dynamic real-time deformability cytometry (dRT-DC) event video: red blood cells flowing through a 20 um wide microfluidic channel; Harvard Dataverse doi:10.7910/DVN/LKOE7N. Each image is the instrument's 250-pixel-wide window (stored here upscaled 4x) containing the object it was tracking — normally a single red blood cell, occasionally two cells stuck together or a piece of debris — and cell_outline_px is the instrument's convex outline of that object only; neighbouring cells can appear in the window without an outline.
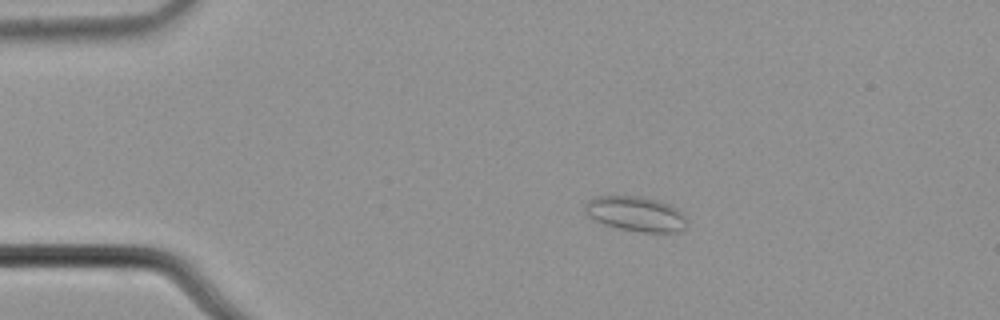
{"species": "common noctule bat (a hibernating species)", "species_latin": "Nyctalus noctula", "temperature_condition": "cold", "stored_images_in_passage": 4, "camera_frame_rate_fps": 3000, "um_per_image_px": 0.085, "animal": {"sex": "male", "body_mass_g": 21.5, "forearm_length_mm": 52.0}, "frame": {"image": 1, "passage_image": 3, "time_ms": 0.667, "image_size_px": [1000, 320], "cell_outline_px": [[688, 224], [684, 228], [676, 232], [640, 232], [620, 228], [604, 224], [588, 216], [584, 212], [584, 204], [588, 200], [596, 196], [644, 196], [660, 200], [676, 208], [684, 216]], "centroid_in_image_um": [54.03, 18.16], "position_along_channel_um": 31.0, "area_um2": 20.81}}